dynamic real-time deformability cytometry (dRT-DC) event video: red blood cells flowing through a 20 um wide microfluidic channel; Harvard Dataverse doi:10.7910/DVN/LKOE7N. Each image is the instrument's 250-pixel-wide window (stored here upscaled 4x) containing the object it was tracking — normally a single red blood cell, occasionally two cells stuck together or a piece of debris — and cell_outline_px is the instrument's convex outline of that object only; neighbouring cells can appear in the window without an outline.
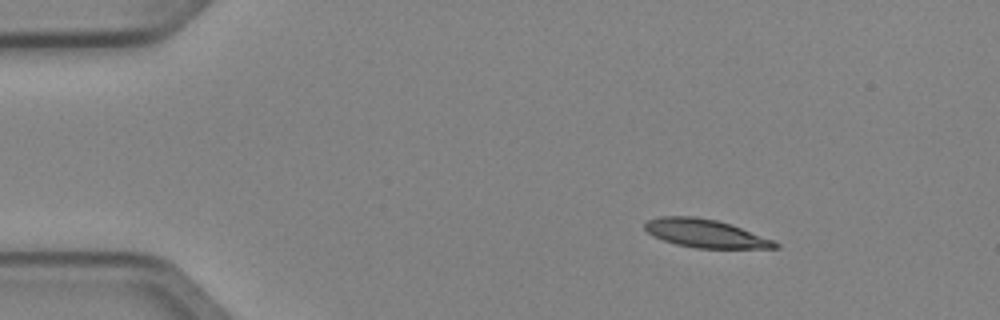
{"species": "Egyptian fruit bat (a non-hibernating species)", "species_latin": "Rousettus aegyptiacus", "temperature_condition": "cold", "stored_images_in_passage": 3, "camera_frame_rate_fps": 3000, "um_per_image_px": 0.085, "animal": {"sex": "female"}, "frame": {"image": 1, "passage_image": 1, "time_ms": 0.0, "image_size_px": [1000, 320], "cell_outline_px": [[780, 248], [696, 248], [676, 244], [664, 240], [648, 232], [644, 228], [644, 224], [648, 220], [660, 216], [696, 216], [716, 220], [776, 240], [780, 244]], "centroid_in_image_um": [59.99, 19.84], "position_along_channel_um": 25.0, "area_um2": 21.27}}